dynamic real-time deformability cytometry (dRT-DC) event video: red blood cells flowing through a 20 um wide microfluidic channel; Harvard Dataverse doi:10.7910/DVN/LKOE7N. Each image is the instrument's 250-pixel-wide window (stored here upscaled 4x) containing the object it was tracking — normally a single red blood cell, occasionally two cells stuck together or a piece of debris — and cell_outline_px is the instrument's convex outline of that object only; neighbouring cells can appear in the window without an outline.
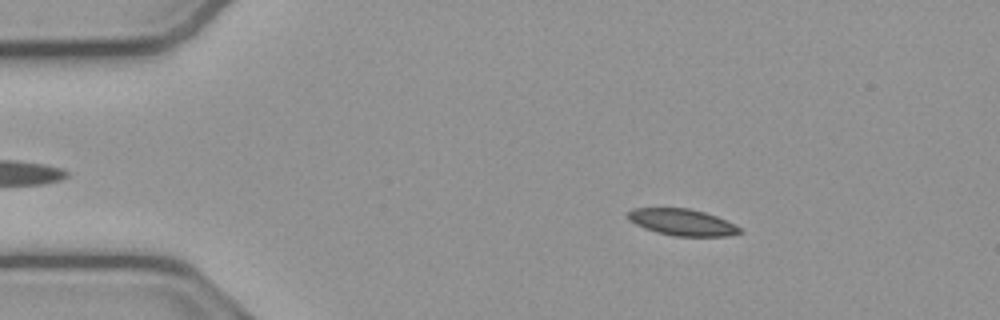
{"species": "common noctule bat (a hibernating species)", "species_latin": "Nyctalus noctula", "temperature_condition": "cold", "stored_images_in_passage": 54, "camera_frame_rate_fps": 3000, "um_per_image_px": 0.085, "animal": {"sex": "male", "body_mass_g": 23.1, "forearm_length_mm": 52.7}, "frame": {"image": 1, "passage_image": 9, "time_ms": 2.667, "image_size_px": [1000, 320], "cell_outline_px": [[740, 232], [728, 236], [672, 236], [656, 232], [644, 228], [628, 220], [628, 212], [632, 208], [688, 208], [704, 212], [716, 216], [740, 228]], "centroid_in_image_um": [57.93, 18.89], "position_along_channel_um": 27.1, "area_um2": 17.11}}
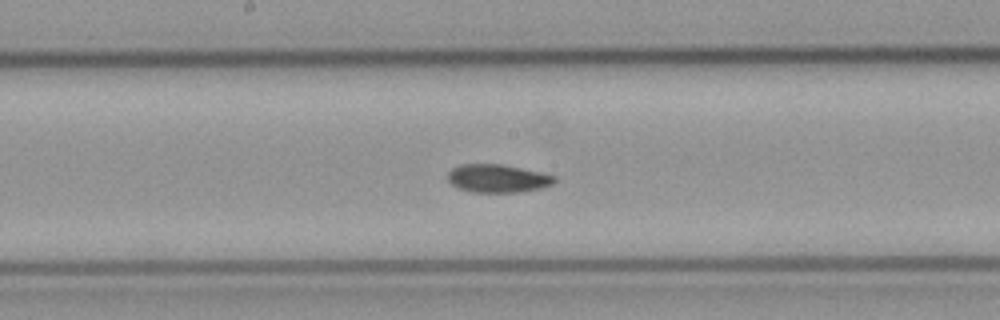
{"frame": {"image": 2, "passage_image": 28, "time_ms": 9.0, "image_size_px": [1000, 320], "cell_outline_px": [[556, 180], [552, 184], [540, 188], [520, 192], [468, 192], [456, 188], [448, 180], [448, 172], [452, 168], [460, 164], [504, 164], [540, 172], [556, 176]], "centroid_in_image_um": [42.27, 15.16], "position_along_channel_um": 205.9, "area_um2": 17.63}}
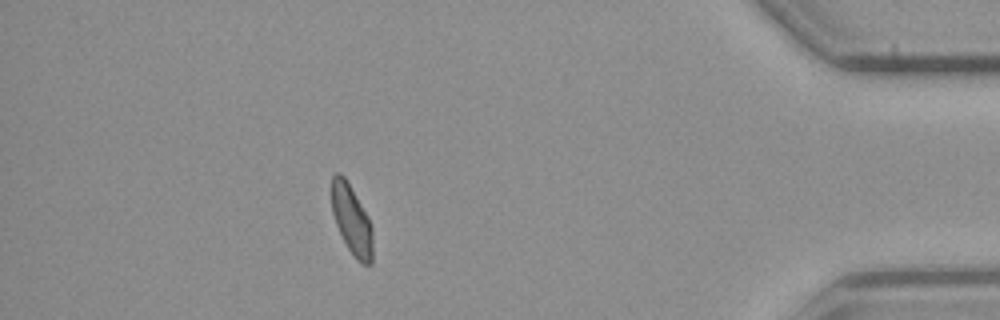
{"frame": {"image": 3, "passage_image": 48, "time_ms": 15.667, "image_size_px": [1000, 320], "cell_outline_px": [[372, 264], [364, 264], [356, 260], [348, 248], [336, 224], [332, 212], [332, 176], [336, 172], [340, 172], [344, 176], [368, 216], [372, 224]], "centroid_in_image_um": [29.9, 18.69], "position_along_channel_um": 405.3, "area_um2": 16.47}, "authors_computed_cell_mechanics": {"area_um2": 17.629, "velocity_mm_per_s": 3.7794, "shape_relaxation_time_tau1_ms": 4.5229, "shape_relaxation_time_tau2_ms": 5.2941, "deformation_change_tau1": 0.1288, "deformation_change_tau2": 0.0989}}